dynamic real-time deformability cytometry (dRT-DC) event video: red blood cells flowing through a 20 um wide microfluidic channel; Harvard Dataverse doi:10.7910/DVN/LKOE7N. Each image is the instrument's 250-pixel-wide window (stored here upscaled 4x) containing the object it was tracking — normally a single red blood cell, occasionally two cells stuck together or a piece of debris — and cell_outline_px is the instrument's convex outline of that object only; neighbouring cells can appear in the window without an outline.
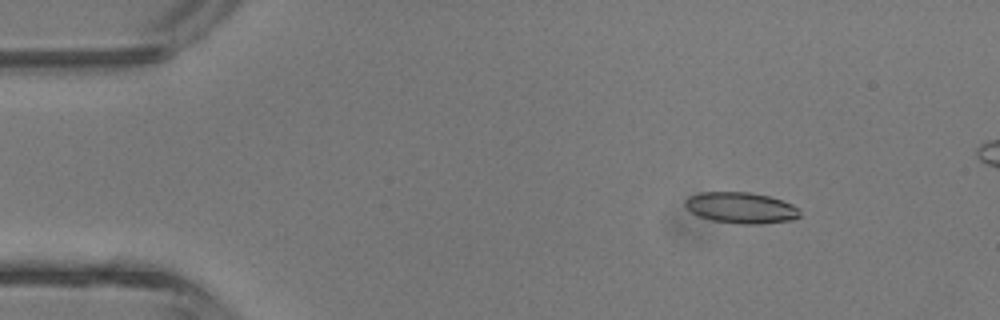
{"species": "common noctule bat (a hibernating species)", "species_latin": "Nyctalus noctula", "temperature_condition": "room temperature", "stored_images_in_passage": 5, "camera_frame_rate_fps": 3000, "um_per_image_px": 0.085, "animal": {"sex": "male", "body_mass_g": 13.3}, "frame": {"image": 1, "passage_image": 2, "time_ms": 1.0, "image_size_px": [1000, 320], "cell_outline_px": [[800, 216], [792, 220], [764, 224], [740, 224], [712, 220], [700, 216], [692, 212], [684, 204], [684, 200], [688, 196], [700, 192], [748, 192], [768, 196], [792, 204], [800, 212]], "centroid_in_image_um": [62.97, 17.66], "position_along_channel_um": 22.0, "area_um2": 20.69}}